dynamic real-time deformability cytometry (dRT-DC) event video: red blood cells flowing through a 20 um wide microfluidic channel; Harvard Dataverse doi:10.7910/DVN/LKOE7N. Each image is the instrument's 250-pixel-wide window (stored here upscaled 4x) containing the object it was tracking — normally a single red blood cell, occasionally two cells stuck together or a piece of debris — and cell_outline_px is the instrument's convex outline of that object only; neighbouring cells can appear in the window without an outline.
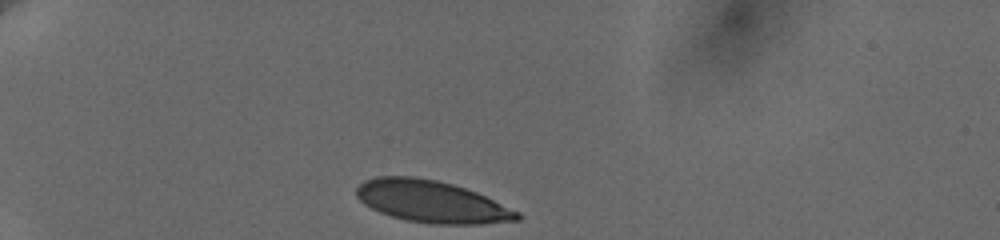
{"species": "human", "species_latin": "Homo sapiens", "temperature_condition": "cold", "stored_images_in_passage": 21, "camera_frame_rate_fps": 3000, "um_per_image_px": 0.085, "donor": {"sex": "female"}, "frame": {"image": 1, "passage_image": 1, "time_ms": 0.0, "image_size_px": [1000, 240], "cell_outline_px": [[520, 220], [480, 224], [432, 224], [404, 220], [380, 212], [364, 204], [356, 196], [356, 188], [364, 180], [376, 176], [416, 176], [436, 180], [452, 184], [476, 192], [520, 212]], "centroid_in_image_um": [36.67, 17.13], "position_along_channel_um": 48.3, "area_um2": 39.3}}
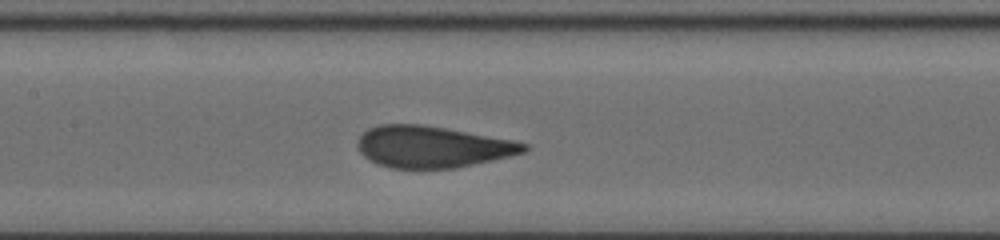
{"frame": {"image": 2, "passage_image": 12, "time_ms": 4.667, "image_size_px": [1000, 240], "cell_outline_px": [[528, 148], [524, 152], [492, 160], [456, 168], [392, 168], [380, 164], [364, 156], [360, 152], [356, 144], [360, 136], [368, 128], [380, 124], [420, 124], [516, 140], [528, 144]], "centroid_in_image_um": [36.75, 12.47], "position_along_channel_um": 170.6, "area_um2": 40.06}}
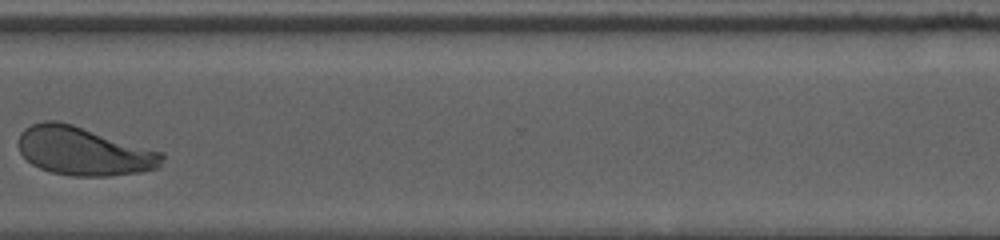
{"frame": {"image": 3, "passage_image": 20, "time_ms": 10.0, "image_size_px": [1000, 240], "cell_outline_px": [[164, 160], [160, 168], [144, 172], [108, 176], [72, 176], [52, 172], [40, 168], [32, 164], [20, 152], [16, 144], [20, 132], [24, 128], [32, 124], [44, 120], [56, 120], [72, 124], [164, 152]], "centroid_in_image_um": [7.13, 12.85], "position_along_channel_um": 363.5, "area_um2": 41.04}, "authors_computed_cell_mechanics": {"area_um2": 40.4022, "velocity_mm_per_s": 3.6263, "shape_relaxation_time_tau1_ms": 3.2512, "shape_relaxation_time_tau2_ms": null, "deformation_change_tau1": 0.1337, "deformation_change_tau2": null}}